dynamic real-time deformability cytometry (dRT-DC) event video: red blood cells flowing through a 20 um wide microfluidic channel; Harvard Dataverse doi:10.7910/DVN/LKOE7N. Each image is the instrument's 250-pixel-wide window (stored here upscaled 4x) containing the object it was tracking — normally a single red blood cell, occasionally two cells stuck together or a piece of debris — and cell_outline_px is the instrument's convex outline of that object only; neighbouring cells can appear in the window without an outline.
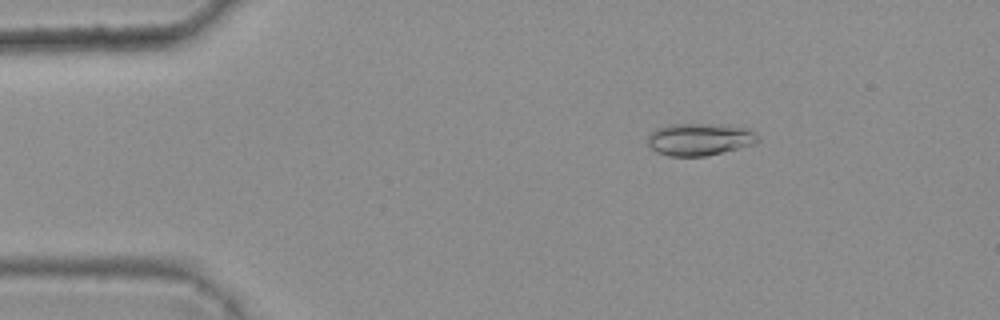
{"species": "common noctule bat (a hibernating species)", "species_latin": "Nyctalus noctula", "temperature_condition": "warm", "stored_images_in_passage": 43, "camera_frame_rate_fps": 3000, "um_per_image_px": 0.085, "animal": {"sex": "female", "body_mass_g": 25.1}, "frame": {"image": 1, "passage_image": 4, "time_ms": 1.0, "image_size_px": [1000, 320], "cell_outline_px": [[760, 140], [756, 144], [740, 148], [704, 156], [668, 156], [656, 152], [648, 144], [648, 136], [656, 128], [672, 124], [728, 124], [748, 128]], "centroid_in_image_um": [59.48, 11.83], "position_along_channel_um": 25.5, "area_um2": 20.81}}
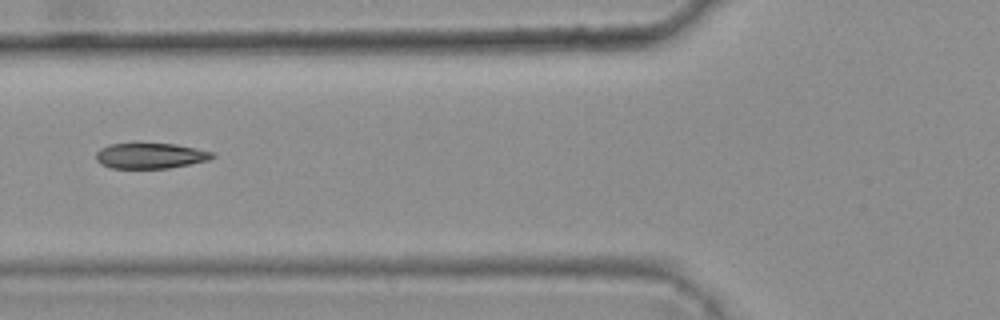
{"frame": {"image": 2, "passage_image": 16, "time_ms": 5.0, "image_size_px": [1000, 320], "cell_outline_px": [[216, 156], [208, 160], [168, 168], [112, 168], [96, 160], [96, 152], [100, 148], [108, 144], [176, 144], [196, 148], [212, 152]], "centroid_in_image_um": [12.78, 13.23], "position_along_channel_um": 113.0, "area_um2": 17.05}}
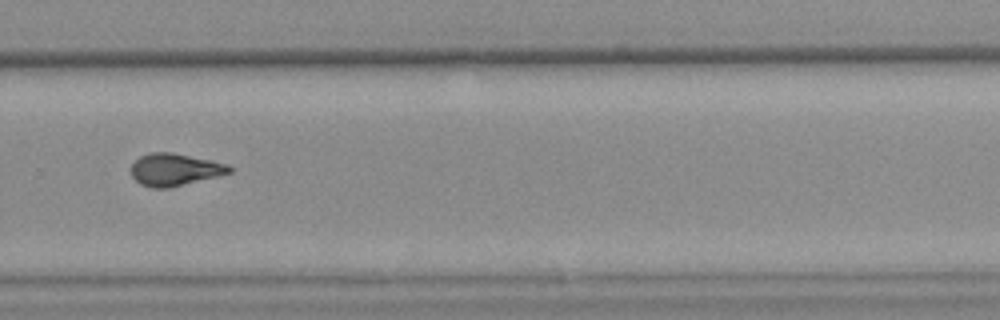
{"frame": {"image": 3, "passage_image": 32, "time_ms": 10.333, "image_size_px": [1000, 320], "cell_outline_px": [[232, 172], [168, 188], [152, 188], [140, 184], [132, 176], [132, 164], [140, 156], [152, 152], [172, 152], [212, 160], [228, 164], [232, 168]], "centroid_in_image_um": [14.85, 14.4], "position_along_channel_um": 314.9, "area_um2": 18.32}, "authors_computed_cell_mechanics": {"area_um2": 18.207, "velocity_mm_per_s": 3.7957, "shape_relaxation_time_tau1_ms": 6.3564, "shape_relaxation_time_tau2_ms": 2.1176, "deformation_change_tau1": 0.1903, "deformation_change_tau2": 0.086}}